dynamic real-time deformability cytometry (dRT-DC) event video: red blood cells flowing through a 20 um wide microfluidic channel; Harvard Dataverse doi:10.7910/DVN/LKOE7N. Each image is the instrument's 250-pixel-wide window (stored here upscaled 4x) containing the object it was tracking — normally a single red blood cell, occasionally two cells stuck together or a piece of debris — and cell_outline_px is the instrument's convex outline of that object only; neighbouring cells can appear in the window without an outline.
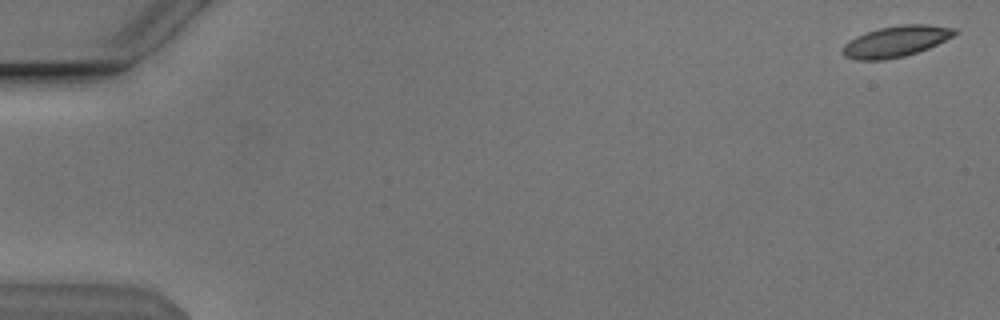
{"species": "Egyptian fruit bat (a non-hibernating species)", "species_latin": "Rousettus aegyptiacus", "temperature_condition": "cold", "stored_images_in_passage": 54, "camera_frame_rate_fps": 3000, "um_per_image_px": 0.085, "animal": {"sex": "male"}, "frame": {"image": 1, "passage_image": 2, "time_ms": 0.333, "image_size_px": [1000, 320], "cell_outline_px": [[960, 32], [928, 48], [904, 56], [884, 60], [856, 60], [844, 56], [840, 52], [844, 44], [848, 40], [856, 36], [880, 28], [900, 24], [928, 24], [956, 28]], "centroid_in_image_um": [76.13, 3.52], "position_along_channel_um": 8.9, "area_um2": 20.29}}
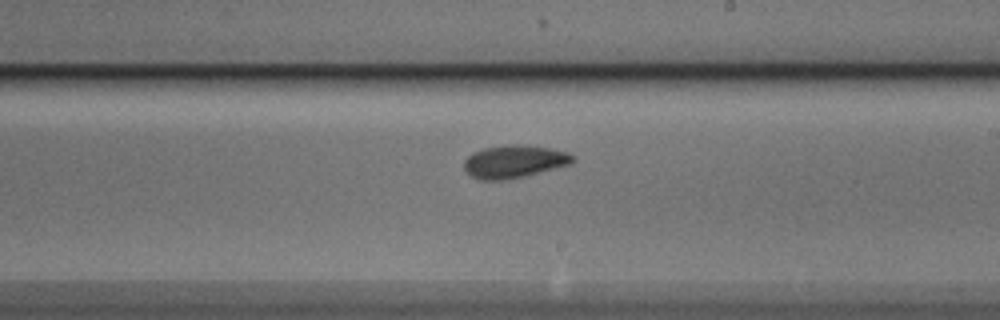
{"frame": {"image": 2, "passage_image": 33, "time_ms": 10.667, "image_size_px": [1000, 320], "cell_outline_px": [[576, 160], [572, 164], [524, 176], [504, 180], [480, 180], [472, 176], [464, 168], [464, 160], [472, 152], [484, 148], [508, 144], [516, 144], [552, 148], [568, 152], [576, 156]], "centroid_in_image_um": [43.74, 13.72], "position_along_channel_um": 245.3, "area_um2": 20.92}}
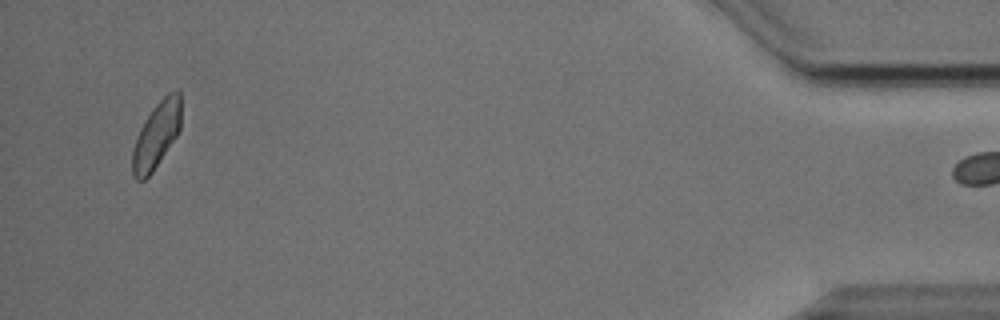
{"frame": {"image": 3, "passage_image": 53, "time_ms": 17.333, "image_size_px": [1000, 320], "cell_outline_px": [[180, 128], [176, 136], [152, 172], [144, 180], [136, 180], [132, 176], [132, 152], [140, 128], [144, 120], [152, 108], [168, 92], [176, 88], [180, 92]], "centroid_in_image_um": [13.29, 11.47], "position_along_channel_um": 421.9, "area_um2": 18.61}}